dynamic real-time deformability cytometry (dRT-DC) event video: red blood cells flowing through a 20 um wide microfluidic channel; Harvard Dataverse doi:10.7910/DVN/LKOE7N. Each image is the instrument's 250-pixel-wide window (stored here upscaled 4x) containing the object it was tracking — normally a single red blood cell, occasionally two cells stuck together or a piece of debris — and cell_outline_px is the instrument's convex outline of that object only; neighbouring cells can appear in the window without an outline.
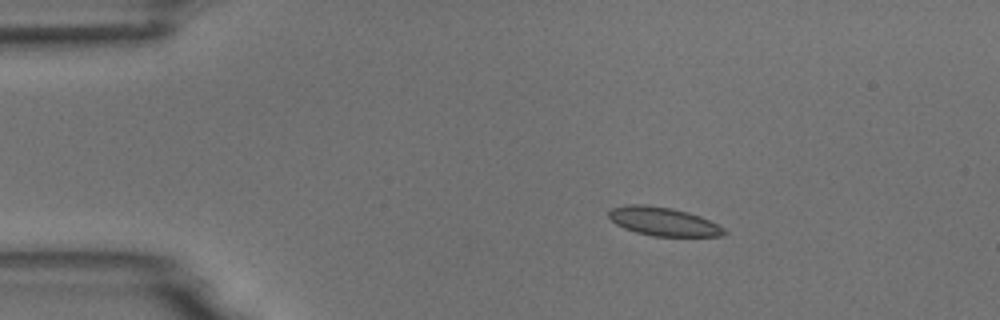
{"species": "common noctule bat (a hibernating species)", "species_latin": "Nyctalus noctula", "temperature_condition": "room temperature", "stored_images_in_passage": 4, "camera_frame_rate_fps": 3000, "um_per_image_px": 0.085, "animal": {"sex": "male", "body_mass_g": 18.8}, "frame": {"image": 1, "passage_image": 1, "time_ms": 0.0, "image_size_px": [1000, 320], "cell_outline_px": [[728, 232], [724, 236], [652, 236], [636, 232], [624, 228], [616, 224], [608, 216], [608, 212], [612, 208], [628, 204], [644, 204], [672, 208], [688, 212], [700, 216], [724, 228]], "centroid_in_image_um": [56.38, 18.83], "position_along_channel_um": 28.6, "area_um2": 19.19}}
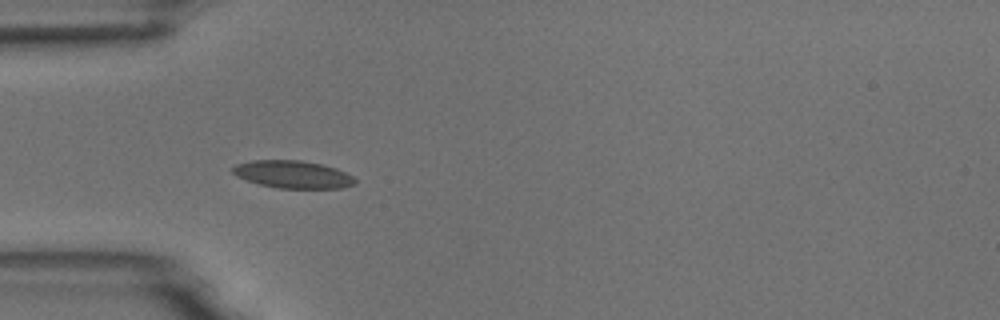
{"frame": {"image": 2, "passage_image": 3, "time_ms": 2.333, "image_size_px": [1000, 320], "cell_outline_px": [[356, 184], [340, 188], [280, 188], [260, 184], [236, 176], [232, 172], [232, 168], [236, 164], [252, 160], [300, 160], [320, 164], [336, 168], [352, 176], [356, 180]], "centroid_in_image_um": [24.89, 14.82], "position_along_channel_um": 60.1, "area_um2": 19.48}}